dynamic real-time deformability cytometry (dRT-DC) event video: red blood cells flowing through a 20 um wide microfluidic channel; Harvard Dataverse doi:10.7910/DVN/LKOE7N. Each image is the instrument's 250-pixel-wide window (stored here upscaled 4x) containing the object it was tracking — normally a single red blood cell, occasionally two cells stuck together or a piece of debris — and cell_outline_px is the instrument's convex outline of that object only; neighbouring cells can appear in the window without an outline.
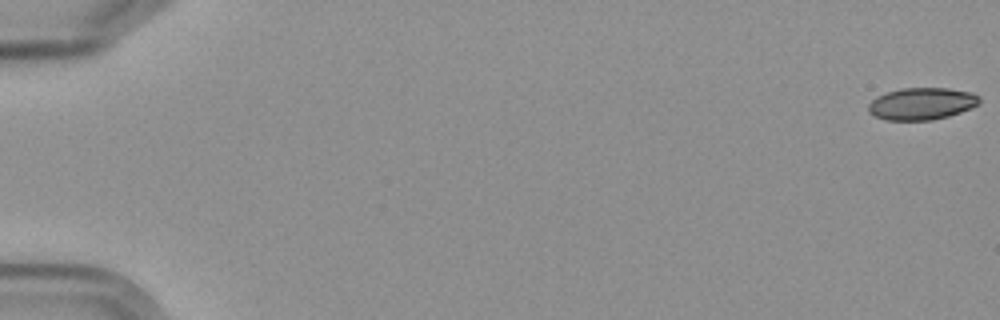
{"species": "Egyptian fruit bat (a non-hibernating species)", "species_latin": "Rousettus aegyptiacus", "temperature_condition": "cold", "stored_images_in_passage": 5, "camera_frame_rate_fps": 3000, "um_per_image_px": 0.085, "frame": {"image": 1, "passage_image": 1, "time_ms": 0.0, "image_size_px": [1000, 320], "cell_outline_px": [[980, 104], [972, 108], [948, 116], [932, 120], [884, 120], [868, 112], [868, 104], [876, 96], [900, 88], [948, 88], [972, 92], [980, 96]], "centroid_in_image_um": [78.36, 8.81], "position_along_channel_um": 6.6, "area_um2": 20.92}}